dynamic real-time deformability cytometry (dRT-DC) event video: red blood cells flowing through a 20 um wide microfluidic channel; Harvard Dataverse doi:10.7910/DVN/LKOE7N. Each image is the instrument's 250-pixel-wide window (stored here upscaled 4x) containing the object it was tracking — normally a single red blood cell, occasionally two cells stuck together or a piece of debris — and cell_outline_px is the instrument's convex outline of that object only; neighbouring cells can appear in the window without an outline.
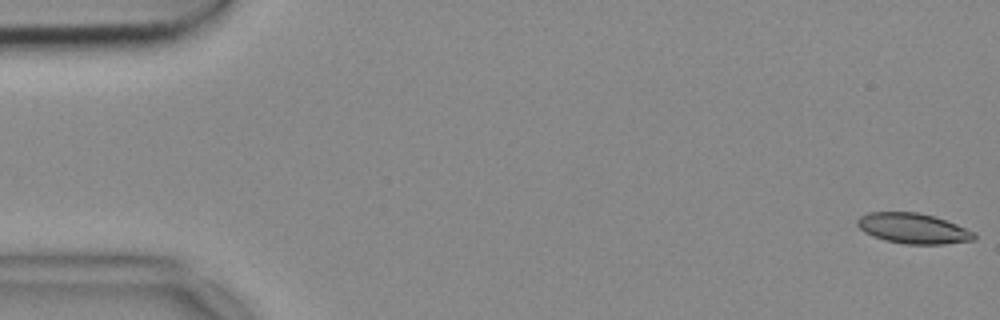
{"species": "common noctule bat (a hibernating species)", "species_latin": "Nyctalus noctula", "temperature_condition": "cold", "stored_images_in_passage": 53, "camera_frame_rate_fps": 3000, "um_per_image_px": 0.085, "animal": {"sex": "female", "body_mass_g": 18.4}, "frame": {"image": 1, "passage_image": 1, "time_ms": 0.0, "image_size_px": [1000, 320], "cell_outline_px": [[976, 236], [972, 240], [944, 244], [904, 244], [884, 240], [872, 236], [864, 232], [856, 224], [856, 220], [860, 216], [868, 212], [916, 212], [932, 216], [956, 224], [976, 232]], "centroid_in_image_um": [77.58, 19.42], "position_along_channel_um": 7.4, "area_um2": 20.63}}
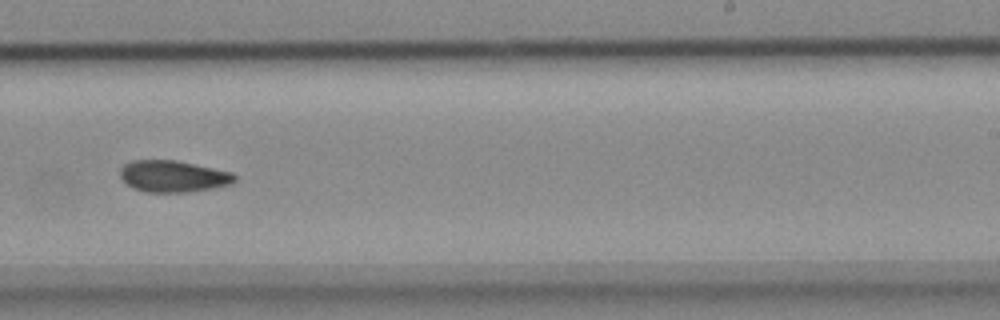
{"frame": {"image": 2, "passage_image": 33, "time_ms": 10.667, "image_size_px": [1000, 320], "cell_outline_px": [[236, 180], [232, 184], [212, 188], [188, 192], [144, 192], [132, 188], [120, 176], [120, 168], [124, 164], [132, 160], [176, 160], [232, 172], [236, 176]], "centroid_in_image_um": [14.71, 14.98], "position_along_channel_um": 274.3, "area_um2": 21.15}}
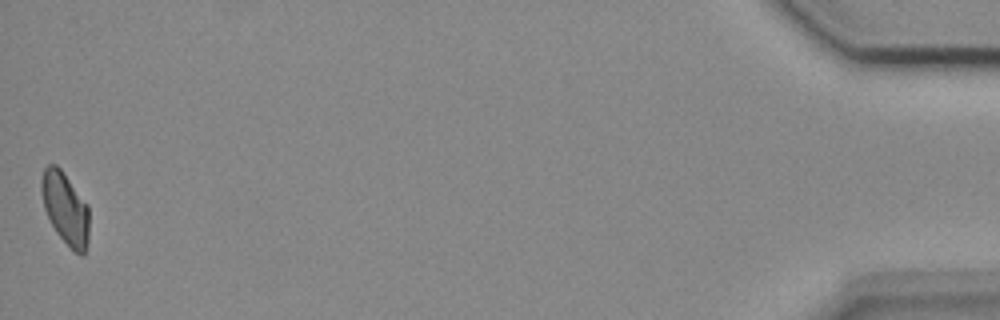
{"frame": {"image": 3, "passage_image": 53, "time_ms": 17.333, "image_size_px": [1000, 320], "cell_outline_px": [[88, 240], [84, 256], [80, 256], [56, 232], [44, 208], [40, 188], [40, 184], [44, 168], [48, 164], [56, 164], [60, 168], [88, 204]], "centroid_in_image_um": [5.55, 17.69], "position_along_channel_um": 429.7, "area_um2": 19.88}}